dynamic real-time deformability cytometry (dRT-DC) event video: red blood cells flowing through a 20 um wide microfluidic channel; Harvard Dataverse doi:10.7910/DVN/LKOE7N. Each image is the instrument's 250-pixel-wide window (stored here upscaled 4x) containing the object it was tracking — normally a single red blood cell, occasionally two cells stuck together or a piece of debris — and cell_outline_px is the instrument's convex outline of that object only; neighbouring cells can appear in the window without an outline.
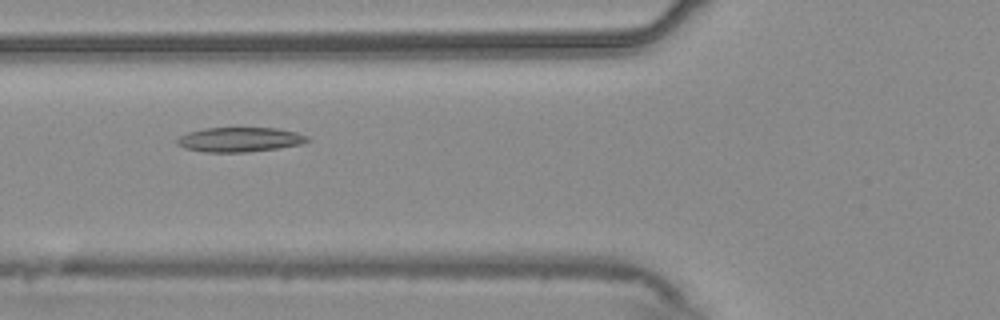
{"species": "common noctule bat (a hibernating species)", "species_latin": "Nyctalus noctula", "temperature_condition": "warm", "stored_images_in_passage": 55, "camera_frame_rate_fps": 3000, "um_per_image_px": 0.085, "animal": {"sex": "male", "body_mass_g": 20.4}, "frame": {"image": 1, "passage_image": 21, "time_ms": 6.667, "image_size_px": [1000, 320], "cell_outline_px": [[312, 140], [304, 144], [276, 148], [244, 152], [204, 152], [184, 148], [176, 144], [176, 140], [180, 136], [188, 132], [204, 128], [276, 128], [296, 132], [308, 136]], "centroid_in_image_um": [20.39, 11.86], "position_along_channel_um": 105.4, "area_um2": 18.73}}
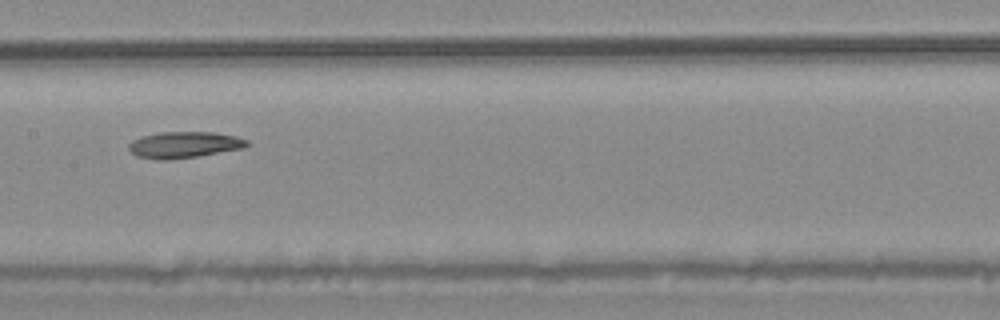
{"frame": {"image": 2, "passage_image": 28, "time_ms": 9.0, "image_size_px": [1000, 320], "cell_outline_px": [[252, 144], [244, 148], [196, 156], [168, 160], [156, 160], [136, 156], [128, 148], [128, 144], [132, 140], [144, 136], [160, 132], [216, 132], [236, 136], [248, 140]], "centroid_in_image_um": [15.68, 12.3], "position_along_channel_um": 191.7, "area_um2": 18.21}}
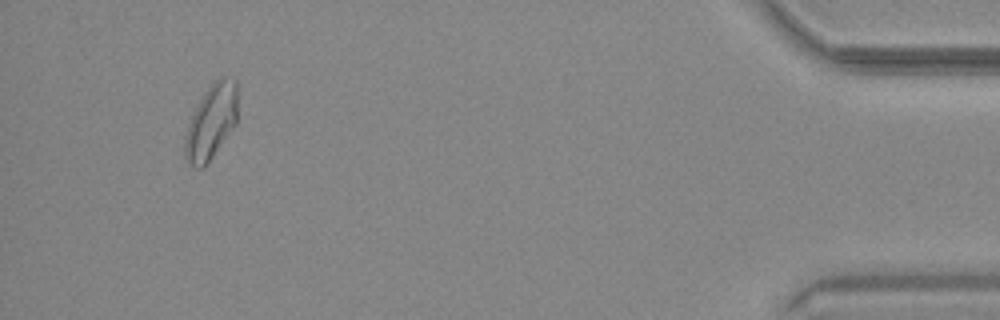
{"frame": {"image": 3, "passage_image": 52, "time_ms": 17.0, "image_size_px": [1000, 320], "cell_outline_px": [[236, 124], [204, 168], [196, 168], [188, 164], [184, 156], [184, 140], [188, 124], [204, 92], [212, 80], [224, 76], [236, 80]], "centroid_in_image_um": [17.93, 10.37], "position_along_channel_um": 417.3, "area_um2": 22.89}, "authors_computed_cell_mechanics": {"area_um2": 19.8254, "velocity_mm_per_s": 3.686, "shape_relaxation_time_tau1_ms": null, "shape_relaxation_time_tau2_ms": 7.5637, "deformation_change_tau1": null, "deformation_change_tau2": 0.1393}}